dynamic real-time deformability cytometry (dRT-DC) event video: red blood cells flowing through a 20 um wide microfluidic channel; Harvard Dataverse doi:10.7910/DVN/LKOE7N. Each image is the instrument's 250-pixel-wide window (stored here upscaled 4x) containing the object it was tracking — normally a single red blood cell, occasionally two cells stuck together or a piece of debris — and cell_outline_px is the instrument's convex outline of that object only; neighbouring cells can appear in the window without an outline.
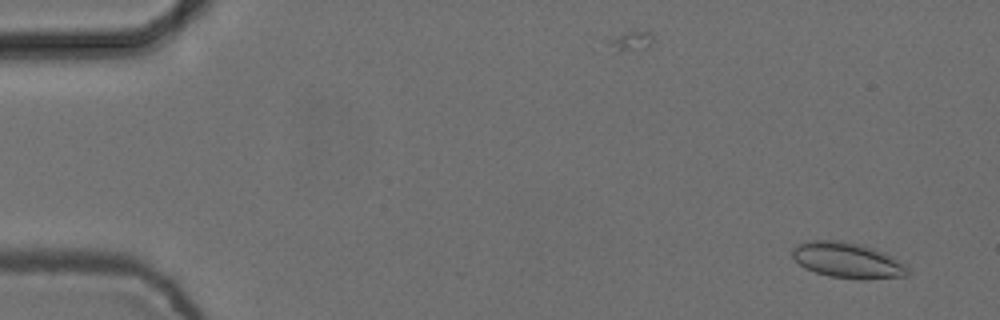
{"species": "common noctule bat (a hibernating species)", "species_latin": "Nyctalus noctula", "temperature_condition": "cold", "stored_images_in_passage": 4, "camera_frame_rate_fps": 3000, "um_per_image_px": 0.085, "animal": {"sex": "female", "body_mass_g": 24.6, "forearm_length_mm": 56.2}, "frame": {"image": 1, "passage_image": 1, "time_ms": 0.0, "image_size_px": [1000, 320], "cell_outline_px": [[908, 272], [904, 276], [864, 280], [828, 276], [804, 268], [792, 256], [792, 248], [796, 244], [808, 240], [840, 240], [860, 244], [876, 248], [892, 256], [904, 264], [908, 268]], "centroid_in_image_um": [72.02, 22.11], "position_along_channel_um": 13.0, "area_um2": 24.1}}
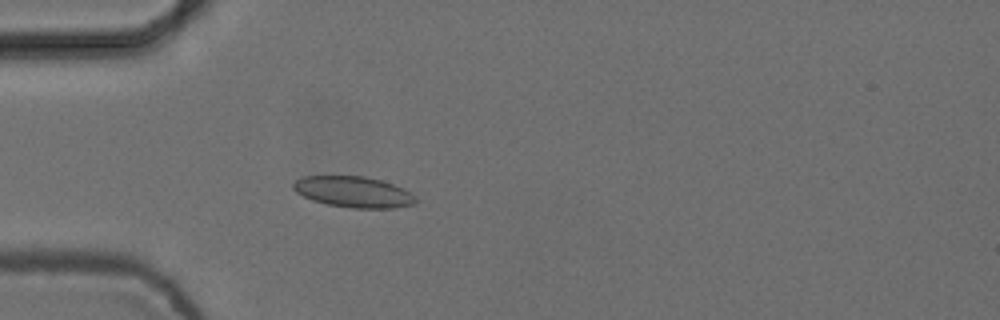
{"frame": {"image": 2, "passage_image": 4, "time_ms": 1.0, "image_size_px": [1000, 320], "cell_outline_px": [[416, 204], [396, 208], [352, 208], [328, 204], [312, 200], [296, 192], [292, 188], [292, 184], [296, 180], [304, 176], [364, 176], [380, 180], [404, 188], [416, 196]], "centroid_in_image_um": [30.07, 16.32], "position_along_channel_um": 54.9, "area_um2": 22.14}}